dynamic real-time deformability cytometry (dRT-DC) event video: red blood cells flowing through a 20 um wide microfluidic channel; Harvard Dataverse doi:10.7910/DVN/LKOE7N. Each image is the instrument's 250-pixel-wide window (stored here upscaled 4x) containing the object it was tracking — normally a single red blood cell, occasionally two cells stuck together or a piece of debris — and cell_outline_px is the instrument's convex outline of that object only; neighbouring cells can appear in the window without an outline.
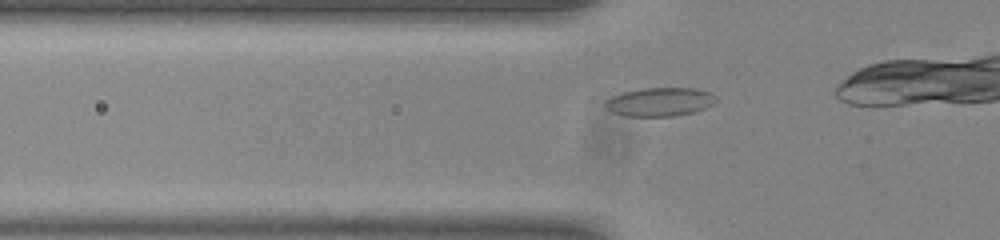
{"species": "common noctule bat (a hibernating species)", "species_latin": "Nyctalus noctula", "temperature_condition": "room temperature", "stored_images_in_passage": 42, "camera_frame_rate_fps": 3000, "um_per_image_px": 0.085, "animal": {"sex": "male", "body_mass_g": 20.0, "forearm_length_mm": 53.3}, "frame": {"image": 1, "passage_image": 14, "time_ms": 4.333, "image_size_px": [1000, 240], "cell_outline_px": [[716, 100], [712, 104], [704, 108], [692, 112], [672, 116], [628, 116], [612, 112], [604, 104], [604, 100], [612, 96], [624, 92], [644, 88], [696, 88], [708, 92], [716, 96]], "centroid_in_image_um": [56.06, 8.65], "position_along_channel_um": 69.7, "area_um2": 18.26}}
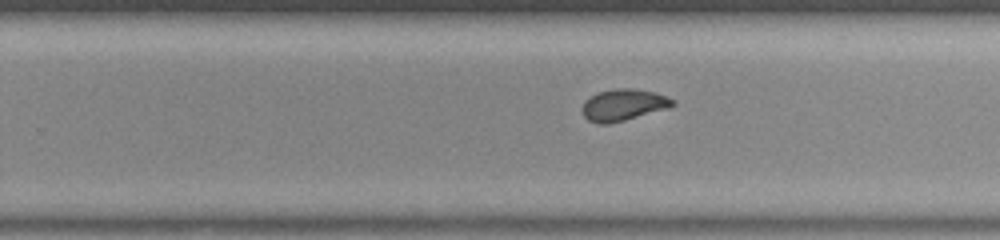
{"frame": {"image": 2, "passage_image": 30, "time_ms": 9.667, "image_size_px": [1000, 240], "cell_outline_px": [[676, 104], [668, 108], [624, 120], [608, 124], [600, 124], [588, 120], [584, 116], [580, 108], [584, 100], [596, 92], [616, 88], [632, 88], [656, 92], [676, 100]], "centroid_in_image_um": [52.96, 8.9], "position_along_channel_um": 276.8, "area_um2": 16.88}}
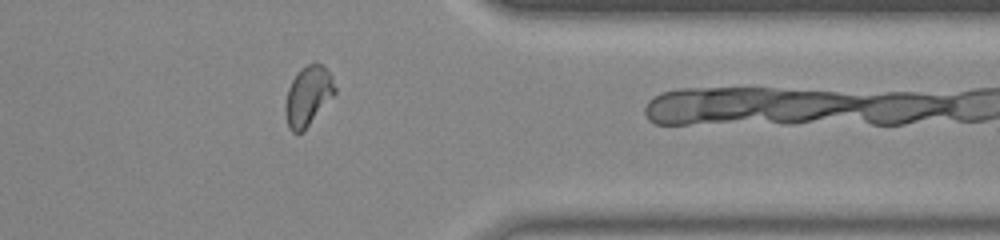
{"frame": {"image": 3, "passage_image": 39, "time_ms": 12.667, "image_size_px": [1000, 240], "cell_outline_px": [[336, 92], [304, 132], [292, 132], [288, 128], [284, 112], [284, 104], [288, 88], [296, 72], [300, 68], [316, 60], [332, 76], [336, 88]], "centroid_in_image_um": [26.16, 8.16], "position_along_channel_um": 385.2, "area_um2": 17.51}, "authors_computed_cell_mechanics": {"area_um2": 17.0799, "velocity_mm_per_s": 3.9011, "shape_relaxation_time_tau1_ms": null, "shape_relaxation_time_tau2_ms": 0.8318, "deformation_change_tau1": null, "deformation_change_tau2": 0.0539}}